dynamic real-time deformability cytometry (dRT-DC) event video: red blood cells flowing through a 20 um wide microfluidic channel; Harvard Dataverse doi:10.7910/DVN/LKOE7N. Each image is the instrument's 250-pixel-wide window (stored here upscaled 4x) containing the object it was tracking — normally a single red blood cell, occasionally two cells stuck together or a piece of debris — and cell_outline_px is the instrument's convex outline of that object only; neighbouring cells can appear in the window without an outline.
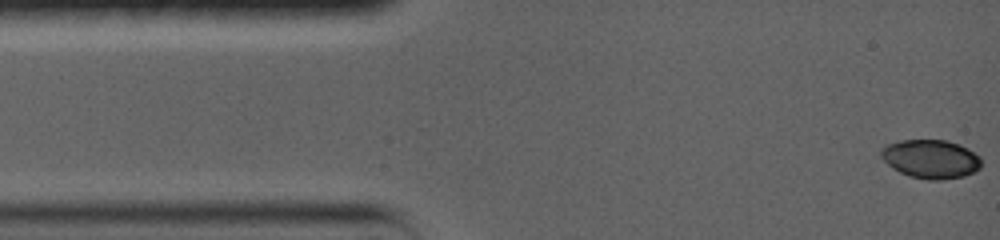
{"species": "common noctule bat (a hibernating species)", "species_latin": "Nyctalus noctula", "temperature_condition": "warm", "stored_images_in_passage": 34, "camera_frame_rate_fps": 5000, "um_per_image_px": 0.085, "animal": {"sex": "female", "body_mass_g": 19.0, "forearm_length_mm": 56.7}, "frame": {"image": 1, "passage_image": 1, "time_ms": 0.0, "image_size_px": [1000, 240], "cell_outline_px": [[980, 168], [964, 176], [940, 180], [928, 180], [908, 176], [892, 168], [880, 156], [880, 148], [888, 144], [900, 140], [948, 140], [968, 148], [980, 156]], "centroid_in_image_um": [79.1, 13.51], "position_along_channel_um": 5.9, "area_um2": 22.72}}
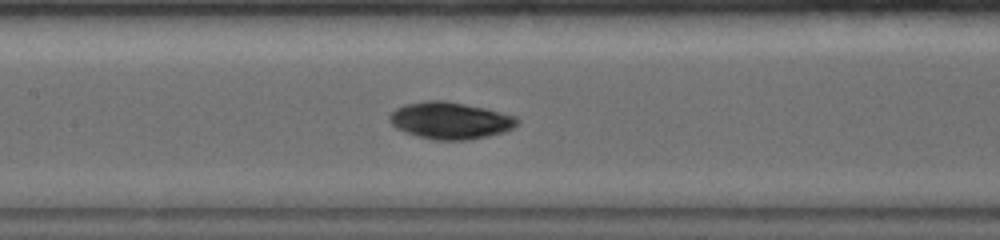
{"frame": {"image": 2, "passage_image": 14, "time_ms": 6.6, "image_size_px": [1000, 240], "cell_outline_px": [[520, 120], [512, 128], [504, 132], [488, 136], [468, 140], [436, 140], [416, 136], [404, 132], [396, 128], [388, 120], [388, 116], [396, 108], [404, 104], [428, 100], [444, 100], [484, 108], [516, 116]], "centroid_in_image_um": [38.24, 10.25], "position_along_channel_um": 169.2, "area_um2": 27.51}}
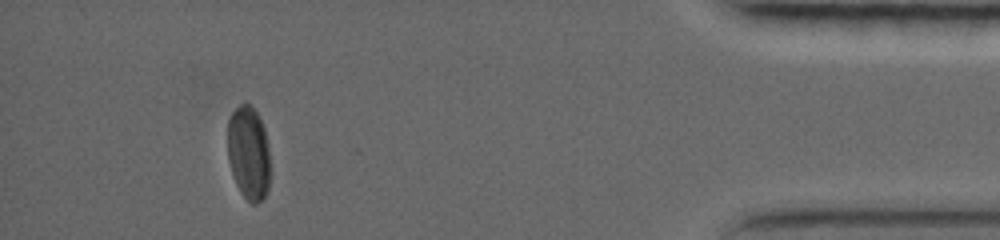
{"frame": {"image": 3, "passage_image": 30, "time_ms": 15.0, "image_size_px": [1000, 240], "cell_outline_px": [[268, 192], [256, 204], [252, 204], [240, 192], [236, 184], [228, 160], [228, 120], [232, 112], [244, 100], [252, 104], [264, 128], [268, 144]], "centroid_in_image_um": [21.11, 12.96], "position_along_channel_um": 414.1, "area_um2": 23.18}, "authors_computed_cell_mechanics": {"area_um2": 25.4609, "velocity_mm_per_s": 3.6949, "shape_relaxation_time_tau1_ms": 3.0903, "shape_relaxation_time_tau2_ms": null, "deformation_change_tau1": 0.1088, "deformation_change_tau2": null}}